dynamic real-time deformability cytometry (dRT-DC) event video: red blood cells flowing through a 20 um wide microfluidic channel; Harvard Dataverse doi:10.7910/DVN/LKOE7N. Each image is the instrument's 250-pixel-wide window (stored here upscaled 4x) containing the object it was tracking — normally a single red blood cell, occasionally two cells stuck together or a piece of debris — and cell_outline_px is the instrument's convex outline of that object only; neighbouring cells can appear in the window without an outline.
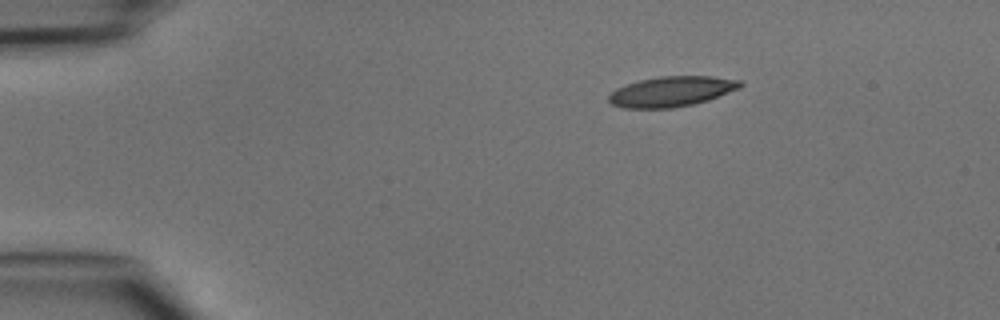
{"species": "common noctule bat (a hibernating species)", "species_latin": "Nyctalus noctula", "temperature_condition": "cold", "stored_images_in_passage": 40, "camera_frame_rate_fps": 3000, "um_per_image_px": 0.085, "animal": {"sex": "male", "body_mass_g": 15.6}, "frame": {"image": 1, "passage_image": 1, "time_ms": 0.0, "image_size_px": [1000, 320], "cell_outline_px": [[744, 84], [740, 88], [708, 100], [692, 104], [672, 108], [624, 108], [612, 104], [608, 100], [608, 96], [616, 88], [640, 80], [660, 76], [712, 76], [740, 80]], "centroid_in_image_um": [57.09, 7.77], "position_along_channel_um": 27.9, "area_um2": 23.06}}
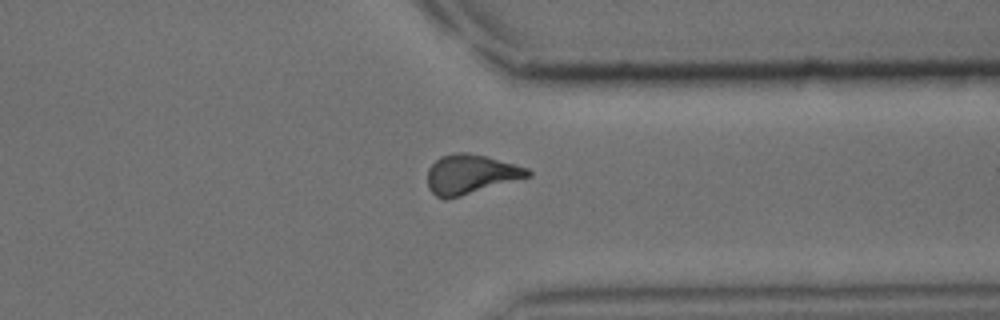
{"frame": {"image": 2, "passage_image": 30, "time_ms": 9.667, "image_size_px": [1000, 320], "cell_outline_px": [[532, 176], [460, 196], [444, 200], [436, 196], [428, 188], [428, 168], [440, 156], [456, 152], [468, 152], [484, 156], [528, 168], [532, 172]], "centroid_in_image_um": [39.99, 14.81], "position_along_channel_um": 371.4, "area_um2": 22.95}}
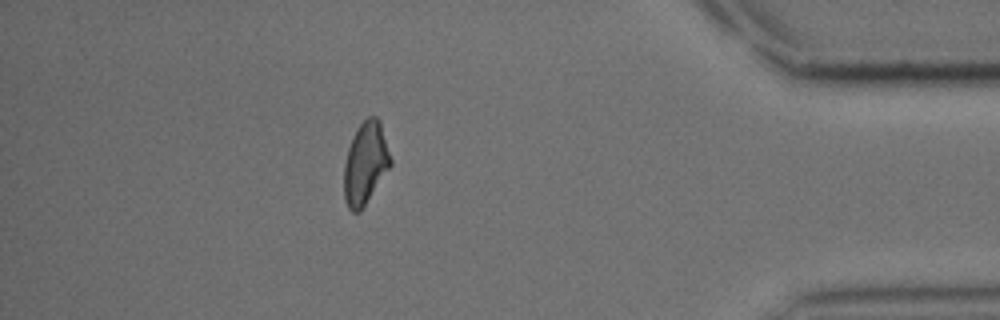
{"frame": {"image": 3, "passage_image": 35, "time_ms": 11.333, "image_size_px": [1000, 320], "cell_outline_px": [[392, 164], [360, 212], [352, 212], [348, 208], [344, 196], [344, 164], [348, 148], [352, 136], [356, 128], [368, 116], [376, 116], [380, 120], [392, 160]], "centroid_in_image_um": [31.06, 13.86], "position_along_channel_um": 404.1, "area_um2": 22.37}}